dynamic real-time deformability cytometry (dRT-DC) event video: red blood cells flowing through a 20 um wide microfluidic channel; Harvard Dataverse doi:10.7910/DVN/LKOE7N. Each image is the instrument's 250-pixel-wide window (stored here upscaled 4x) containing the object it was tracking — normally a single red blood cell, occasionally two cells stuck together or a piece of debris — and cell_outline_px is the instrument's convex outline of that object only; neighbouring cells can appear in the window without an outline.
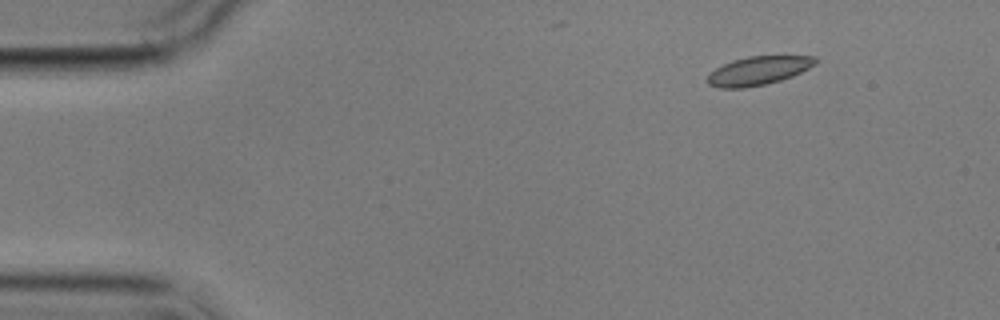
{"species": "common noctule bat (a hibernating species)", "species_latin": "Nyctalus noctula", "temperature_condition": "cold", "stored_images_in_passage": 5, "camera_frame_rate_fps": 3000, "um_per_image_px": 0.085, "animal": {"sex": "male", "body_mass_g": 17.9}, "frame": {"image": 1, "passage_image": 2, "time_ms": 2.0, "image_size_px": [1000, 320], "cell_outline_px": [[816, 64], [792, 76], [780, 80], [764, 84], [744, 88], [720, 88], [708, 84], [704, 80], [716, 68], [732, 60], [748, 56], [816, 56]], "centroid_in_image_um": [64.43, 6.01], "position_along_channel_um": 20.6, "area_um2": 17.86}}
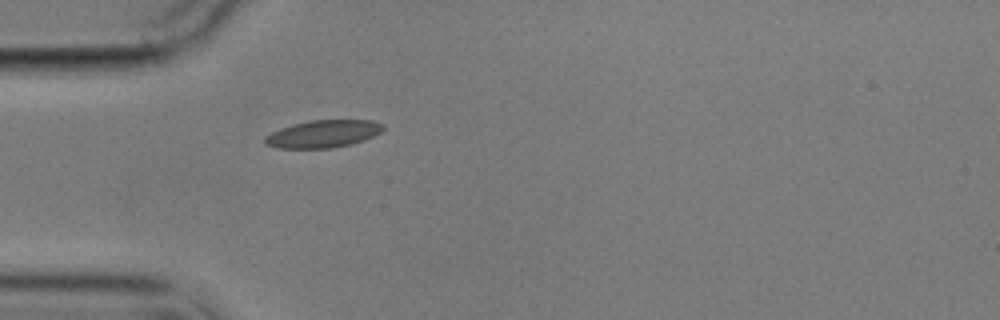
{"frame": {"image": 2, "passage_image": 5, "time_ms": 5.333, "image_size_px": [1000, 320], "cell_outline_px": [[384, 128], [380, 132], [364, 140], [332, 148], [276, 148], [264, 144], [264, 136], [280, 128], [292, 124], [312, 120], [372, 120], [384, 124]], "centroid_in_image_um": [27.43, 11.37], "position_along_channel_um": 57.6, "area_um2": 18.9}}